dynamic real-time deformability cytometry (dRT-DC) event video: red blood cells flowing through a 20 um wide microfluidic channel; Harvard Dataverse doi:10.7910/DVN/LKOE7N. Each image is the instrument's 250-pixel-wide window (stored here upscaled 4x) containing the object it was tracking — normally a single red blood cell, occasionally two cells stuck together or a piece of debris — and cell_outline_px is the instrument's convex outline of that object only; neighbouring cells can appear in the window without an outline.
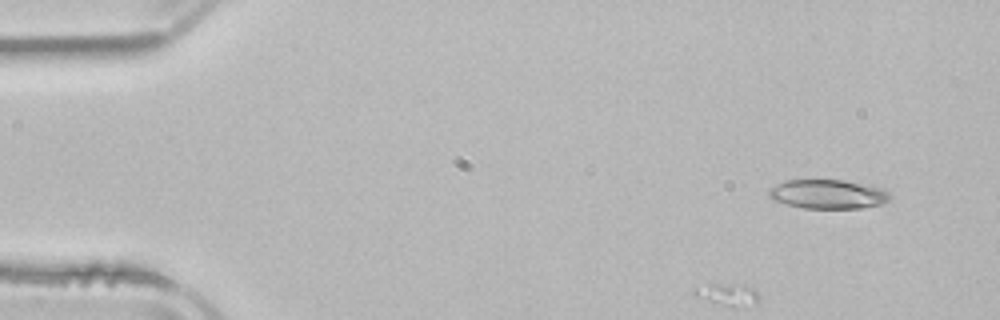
{"species": "common noctule bat (a hibernating species)", "species_latin": "Nyctalus noctula", "temperature_condition": "room temperature", "stored_images_in_passage": 3, "camera_frame_rate_fps": 3000, "um_per_image_px": 0.085, "animal": {"sex": "male", "body_mass_g": 21.5, "forearm_length_mm": 52.0}, "frame": {"image": 1, "passage_image": 1, "time_ms": 0.0, "image_size_px": [1000, 320], "cell_outline_px": [[892, 196], [884, 204], [860, 208], [804, 208], [772, 200], [768, 196], [768, 188], [784, 180], [844, 180], [884, 188]], "centroid_in_image_um": [70.37, 16.5], "position_along_channel_um": 14.6, "area_um2": 20.75}}